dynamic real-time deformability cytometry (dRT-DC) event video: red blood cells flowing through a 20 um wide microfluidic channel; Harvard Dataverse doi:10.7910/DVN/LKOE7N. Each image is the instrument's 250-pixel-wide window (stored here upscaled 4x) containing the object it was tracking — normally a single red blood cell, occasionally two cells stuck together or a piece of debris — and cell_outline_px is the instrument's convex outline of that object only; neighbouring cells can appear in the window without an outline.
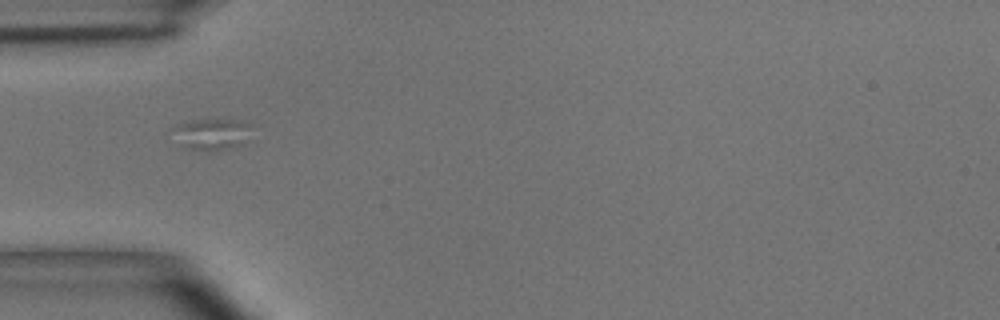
{"species": "common noctule bat (a hibernating species)", "species_latin": "Nyctalus noctula", "temperature_condition": "room temperature", "stored_images_in_passage": 5, "camera_frame_rate_fps": 3000, "um_per_image_px": 0.085, "animal": {"sex": "male", "body_mass_g": 15.6}, "frame": {"image": 1, "passage_image": 1, "time_ms": 0.0, "image_size_px": [1000, 320], "cell_outline_px": [[252, 124], [240, 144], [232, 148], [212, 152], [180, 148], [176, 128], [180, 124], [192, 120], [212, 116], [252, 120]], "centroid_in_image_um": [18.07, 11.34], "position_along_channel_um": 66.9, "area_um2": 15.03}}
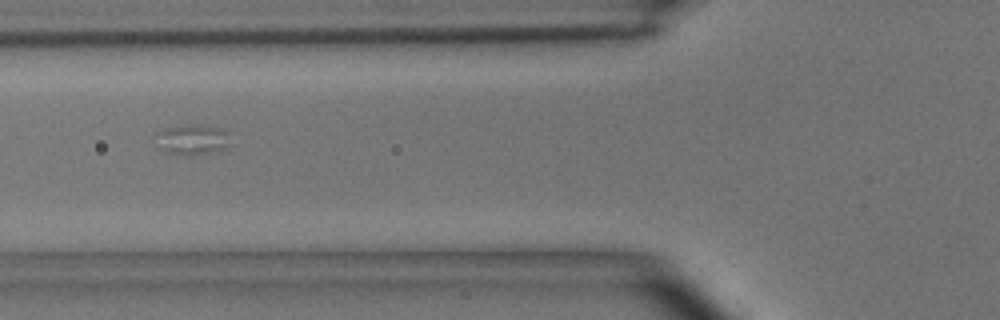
{"frame": {"image": 2, "passage_image": 2, "time_ms": 1.333, "image_size_px": [1000, 320], "cell_outline_px": [[228, 144], [224, 148], [192, 156], [188, 156], [168, 152], [164, 148], [156, 132], [168, 128], [192, 124], [220, 128], [228, 132]], "centroid_in_image_um": [16.41, 11.86], "position_along_channel_um": 109.4, "area_um2": 12.43}}